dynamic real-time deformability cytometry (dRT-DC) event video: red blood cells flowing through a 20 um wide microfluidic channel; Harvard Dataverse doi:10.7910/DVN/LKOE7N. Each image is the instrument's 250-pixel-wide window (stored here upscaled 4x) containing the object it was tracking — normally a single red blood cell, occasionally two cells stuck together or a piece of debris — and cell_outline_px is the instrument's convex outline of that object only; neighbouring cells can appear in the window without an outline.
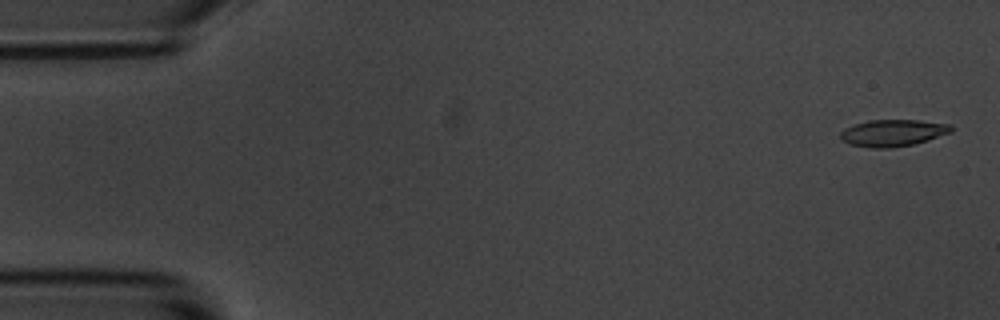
{"species": "common noctule bat (a hibernating species)", "species_latin": "Nyctalus noctula", "temperature_condition": "room temperature", "stored_images_in_passage": 4, "segment_of_instrument_passage": [2, 2], "camera_frame_rate_fps": 3000, "um_per_image_px": 0.085, "animal": {"sex": "male", "body_mass_g": 20.1, "forearm_length_mm": 53.5}, "frame": {"image": 1, "passage_image": 4, "time_ms": 4.333, "image_size_px": [1000, 320], "cell_outline_px": [[952, 132], [928, 140], [912, 144], [892, 148], [872, 148], [848, 144], [840, 136], [840, 132], [844, 128], [852, 124], [868, 120], [916, 120], [952, 124]], "centroid_in_image_um": [75.88, 11.29], "position_along_channel_um": 9.1, "area_um2": 17.4}}